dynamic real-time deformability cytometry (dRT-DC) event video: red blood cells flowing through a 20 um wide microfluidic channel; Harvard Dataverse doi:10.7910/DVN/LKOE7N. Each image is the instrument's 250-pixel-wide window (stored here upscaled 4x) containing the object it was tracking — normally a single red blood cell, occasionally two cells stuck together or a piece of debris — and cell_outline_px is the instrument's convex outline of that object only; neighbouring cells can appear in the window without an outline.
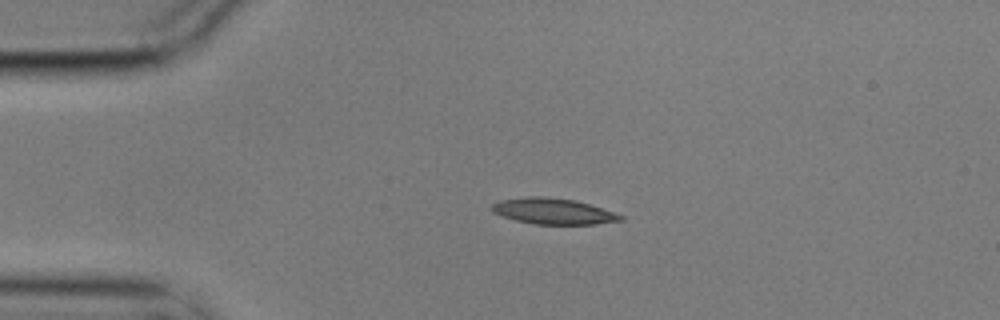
{"species": "common noctule bat (a hibernating species)", "species_latin": "Nyctalus noctula", "temperature_condition": "cold", "stored_images_in_passage": 3, "camera_frame_rate_fps": 3000, "um_per_image_px": 0.085, "animal": {"sex": "male", "body_mass_g": 17.9}, "frame": {"image": 1, "passage_image": 2, "time_ms": 0.333, "image_size_px": [1000, 320], "cell_outline_px": [[624, 220], [596, 224], [536, 224], [516, 220], [500, 216], [492, 212], [492, 204], [500, 200], [528, 196], [540, 196], [576, 200], [624, 216]], "centroid_in_image_um": [46.99, 17.95], "position_along_channel_um": 38.0, "area_um2": 19.31}}